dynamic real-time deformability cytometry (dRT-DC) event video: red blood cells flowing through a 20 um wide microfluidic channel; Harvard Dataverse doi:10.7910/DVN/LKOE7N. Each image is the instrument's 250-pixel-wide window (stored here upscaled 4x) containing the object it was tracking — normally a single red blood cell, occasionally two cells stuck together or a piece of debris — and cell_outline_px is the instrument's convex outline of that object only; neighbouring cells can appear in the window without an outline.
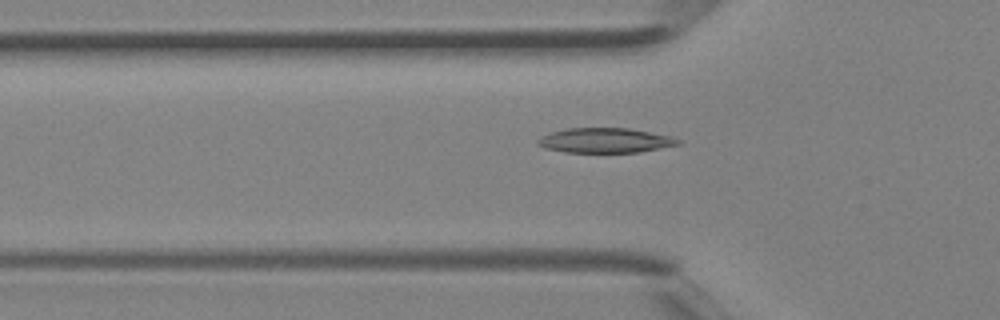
{"species": "Egyptian fruit bat (a non-hibernating species)", "species_latin": "Rousettus aegyptiacus", "temperature_condition": "room temperature", "stored_images_in_passage": 34, "segment_of_instrument_passage": [1, 2], "camera_frame_rate_fps": 3000, "um_per_image_px": 0.085, "animal": {"sex": "female"}, "frame": {"image": 1, "passage_image": 6, "time_ms": 1.667, "image_size_px": [1000, 320], "cell_outline_px": [[680, 144], [640, 152], [564, 152], [544, 148], [536, 144], [536, 140], [540, 136], [552, 132], [568, 128], [628, 128], [672, 136], [680, 140]], "centroid_in_image_um": [51.41, 11.93], "position_along_channel_um": 74.4, "area_um2": 20.29}}
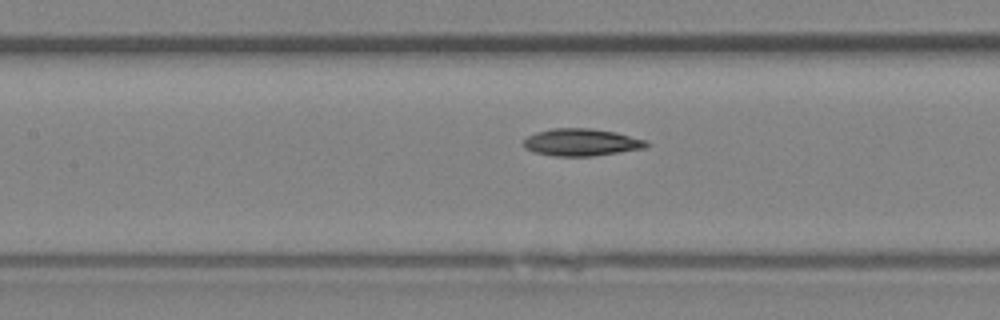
{"frame": {"image": 2, "passage_image": 11, "time_ms": 3.333, "image_size_px": [1000, 320], "cell_outline_px": [[648, 148], [592, 156], [556, 156], [536, 152], [524, 148], [524, 140], [528, 136], [536, 132], [552, 128], [588, 128], [616, 132], [644, 140], [648, 144]], "centroid_in_image_um": [49.42, 12.09], "position_along_channel_um": 158.0, "area_um2": 19.36}}
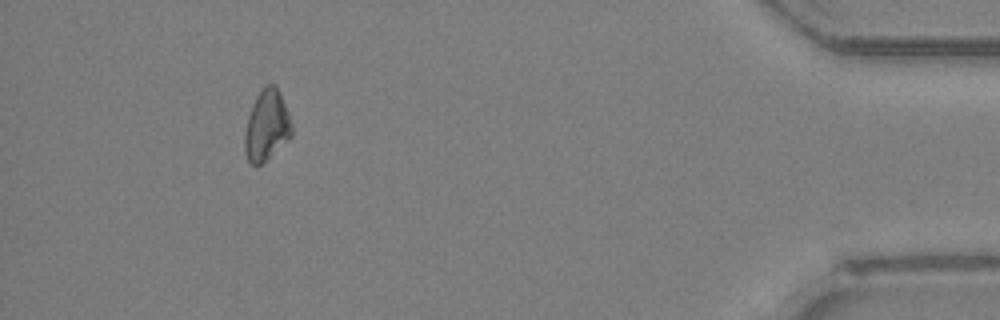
{"frame": {"image": 3, "passage_image": 30, "time_ms": 9.667, "image_size_px": [1000, 320], "cell_outline_px": [[292, 136], [288, 140], [260, 164], [252, 164], [248, 160], [244, 152], [244, 132], [248, 116], [252, 104], [256, 96], [264, 84], [276, 84], [280, 92], [288, 112], [292, 124]], "centroid_in_image_um": [22.66, 10.63], "position_along_channel_um": 412.5, "area_um2": 19.42}}